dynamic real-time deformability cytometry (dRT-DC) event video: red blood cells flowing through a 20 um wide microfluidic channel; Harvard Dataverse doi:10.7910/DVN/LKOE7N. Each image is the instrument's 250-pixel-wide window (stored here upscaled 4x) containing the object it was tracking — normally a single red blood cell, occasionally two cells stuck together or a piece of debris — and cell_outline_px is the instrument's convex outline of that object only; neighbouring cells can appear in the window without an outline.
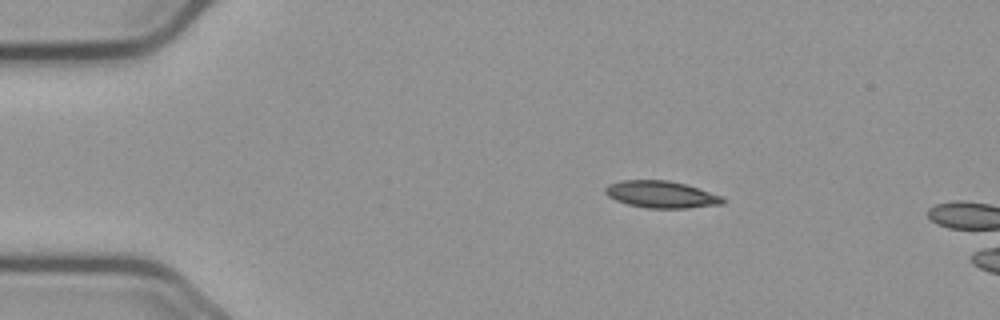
{"species": "common noctule bat (a hibernating species)", "species_latin": "Nyctalus noctula", "temperature_condition": "cold", "stored_images_in_passage": 46, "camera_frame_rate_fps": 3000, "um_per_image_px": 0.085, "animal": {"sex": "male", "body_mass_g": 23.1, "forearm_length_mm": 52.7}, "frame": {"image": 1, "passage_image": 1, "time_ms": 0.0, "image_size_px": [1000, 320], "cell_outline_px": [[724, 204], [688, 208], [648, 208], [628, 204], [616, 200], [608, 196], [604, 192], [604, 188], [608, 184], [620, 180], [668, 180], [684, 184], [724, 196]], "centroid_in_image_um": [56.2, 16.52], "position_along_channel_um": 28.8, "area_um2": 18.5}}
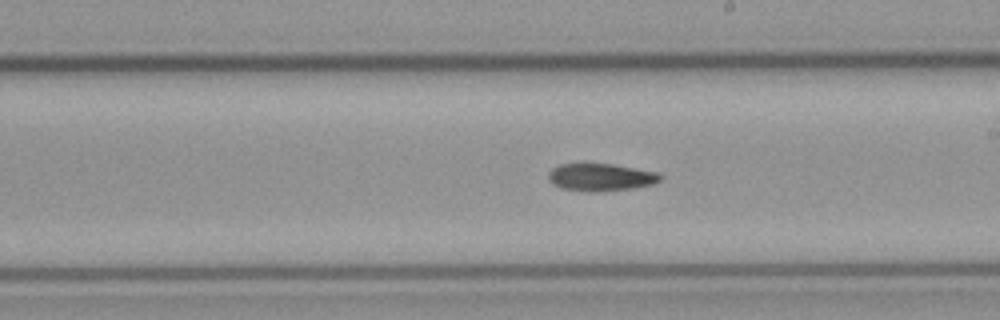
{"frame": {"image": 2, "passage_image": 23, "time_ms": 7.333, "image_size_px": [1000, 320], "cell_outline_px": [[664, 176], [660, 180], [652, 184], [632, 188], [592, 192], [588, 192], [560, 188], [552, 184], [548, 180], [548, 172], [552, 168], [560, 164], [612, 164], [660, 172]], "centroid_in_image_um": [51.06, 15.06], "position_along_channel_um": 237.9, "area_um2": 18.03}}
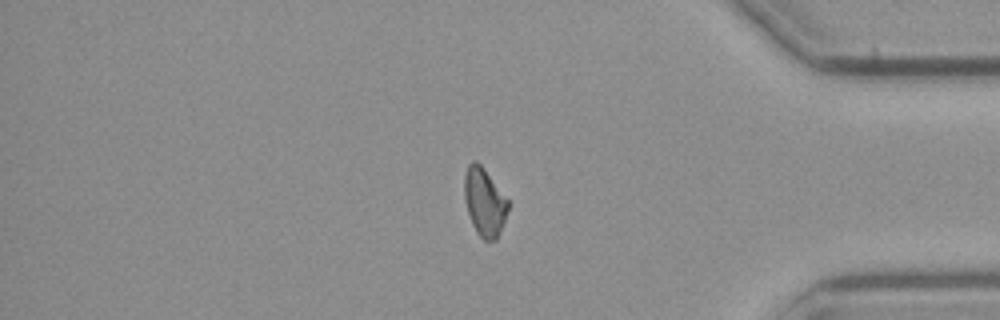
{"frame": {"image": 3, "passage_image": 38, "time_ms": 12.333, "image_size_px": [1000, 320], "cell_outline_px": [[508, 208], [504, 220], [496, 240], [484, 240], [476, 232], [472, 224], [468, 212], [464, 196], [464, 176], [468, 164], [472, 160], [476, 160], [484, 168], [508, 200]], "centroid_in_image_um": [41.15, 17.15], "position_along_channel_um": 394.0, "area_um2": 17.11}, "authors_computed_cell_mechanics": {"area_um2": 18.0047, "velocity_mm_per_s": 3.6634, "shape_relaxation_time_tau1_ms": 9.4263, "shape_relaxation_time_tau2_ms": null, "deformation_change_tau1": 0.1772, "deformation_change_tau2": null}}